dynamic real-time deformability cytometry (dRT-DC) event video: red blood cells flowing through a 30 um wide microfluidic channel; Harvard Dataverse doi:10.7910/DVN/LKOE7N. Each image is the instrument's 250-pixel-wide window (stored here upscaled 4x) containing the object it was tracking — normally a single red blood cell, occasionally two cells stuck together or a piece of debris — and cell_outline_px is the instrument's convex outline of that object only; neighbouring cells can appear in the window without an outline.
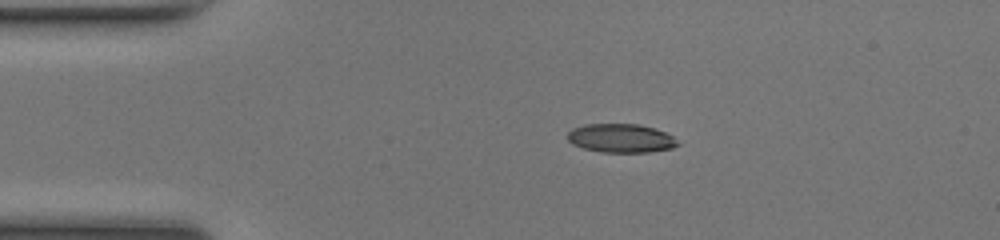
{"species": "common noctule bat (a hibernating species)", "species_latin": "Nyctalus noctula", "temperature_condition": "room temperature", "stored_images_in_passage": 36, "camera_frame_rate_fps": 3000, "um_per_image_px": 0.085, "animal": {"sex": "female", "body_mass_g": 17.0, "forearm_length_mm": 48.0}, "frame": {"image": 1, "passage_image": 3, "time_ms": 0.667, "image_size_px": [1000, 240], "cell_outline_px": [[680, 144], [672, 148], [648, 152], [600, 152], [584, 148], [572, 144], [568, 140], [568, 132], [572, 128], [584, 124], [640, 124], [664, 132], [672, 136]], "centroid_in_image_um": [52.75, 11.74], "position_along_channel_um": 32.2, "area_um2": 18.38}}
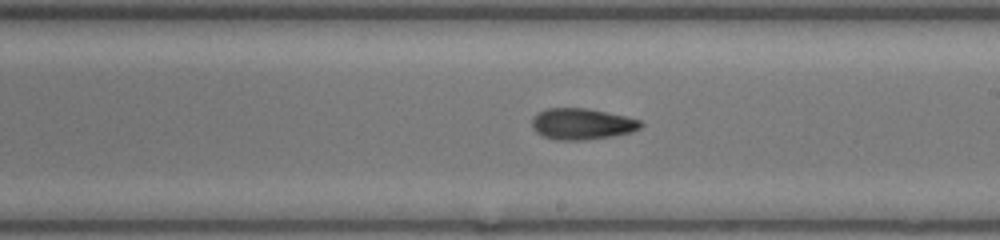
{"frame": {"image": 2, "passage_image": 21, "time_ms": 6.667, "image_size_px": [1000, 240], "cell_outline_px": [[644, 124], [640, 128], [632, 132], [612, 136], [584, 140], [556, 140], [544, 136], [536, 132], [532, 128], [532, 116], [548, 108], [584, 108], [624, 116], [640, 120]], "centroid_in_image_um": [49.45, 10.54], "position_along_channel_um": 239.6, "area_um2": 19.65}}
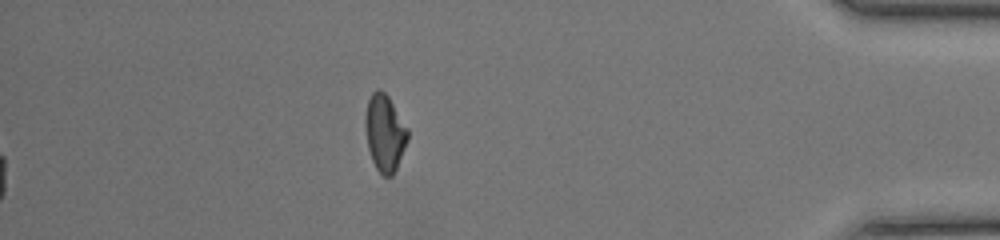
{"frame": {"image": 3, "passage_image": 36, "time_ms": 11.667, "image_size_px": [1000, 240], "cell_outline_px": [[408, 140], [396, 168], [392, 176], [384, 176], [376, 168], [372, 160], [368, 148], [364, 128], [364, 116], [368, 100], [372, 92], [376, 88], [380, 88], [388, 96], [408, 128]], "centroid_in_image_um": [32.68, 11.26], "position_along_channel_um": 402.5, "area_um2": 19.07}, "authors_computed_cell_mechanics": {"area_um2": 19.4497, "velocity_mm_per_s": 4.2175, "shape_relaxation_time_tau1_ms": null, "shape_relaxation_time_tau2_ms": 3.8865, "deformation_change_tau1": null, "deformation_change_tau2": 0.1044}}